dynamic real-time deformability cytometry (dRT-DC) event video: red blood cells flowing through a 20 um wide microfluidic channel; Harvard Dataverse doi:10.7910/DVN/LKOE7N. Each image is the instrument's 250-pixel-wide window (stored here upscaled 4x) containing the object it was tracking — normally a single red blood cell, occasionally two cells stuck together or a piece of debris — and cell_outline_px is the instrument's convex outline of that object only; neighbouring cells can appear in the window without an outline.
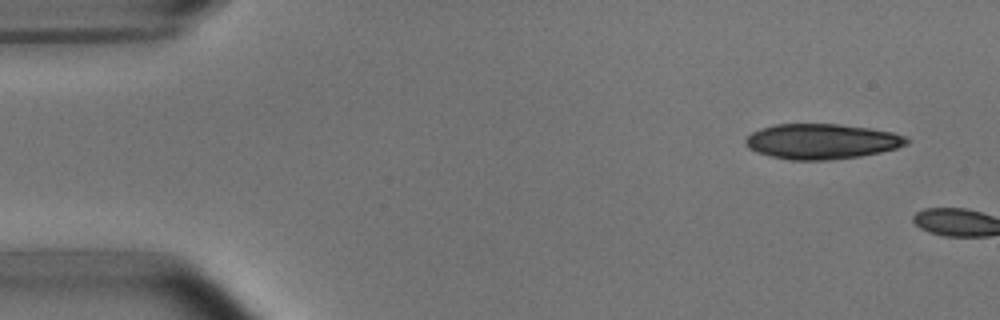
{"species": "common noctule bat (a hibernating species)", "species_latin": "Nyctalus noctula", "temperature_condition": "room temperature", "stored_images_in_passage": 3, "camera_frame_rate_fps": 3000, "um_per_image_px": 0.085, "animal": {"sex": "male", "body_mass_g": 15.6}, "frame": {"image": 1, "passage_image": 1, "time_ms": 0.0, "image_size_px": [1000, 320], "cell_outline_px": [[912, 140], [908, 144], [896, 148], [880, 152], [860, 156], [832, 160], [788, 160], [756, 152], [748, 148], [744, 144], [744, 140], [752, 132], [760, 128], [776, 124], [840, 124], [868, 128], [892, 132], [908, 136]], "centroid_in_image_um": [69.86, 12.02], "position_along_channel_um": 15.1, "area_um2": 33.35}}